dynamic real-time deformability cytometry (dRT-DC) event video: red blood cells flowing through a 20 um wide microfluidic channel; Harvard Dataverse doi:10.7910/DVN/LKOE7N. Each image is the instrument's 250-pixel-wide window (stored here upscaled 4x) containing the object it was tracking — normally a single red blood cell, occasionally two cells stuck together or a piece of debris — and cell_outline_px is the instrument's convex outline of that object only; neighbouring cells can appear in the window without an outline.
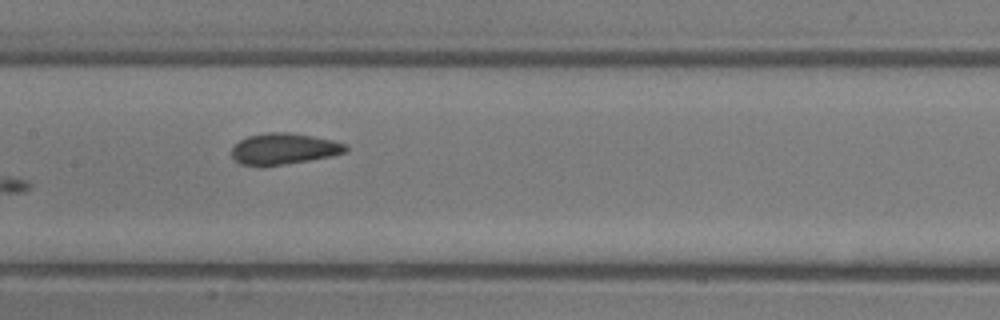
{"species": "common noctule bat (a hibernating species)", "species_latin": "Nyctalus noctula", "temperature_condition": "room temperature", "stored_images_in_passage": 7, "camera_frame_rate_fps": 3000, "um_per_image_px": 0.085, "animal": {"sex": "male", "body_mass_g": 13.3}, "frame": {"image": 1, "passage_image": 7, "time_ms": 7.0, "image_size_px": [1000, 320], "cell_outline_px": [[348, 152], [332, 156], [284, 164], [240, 164], [232, 156], [232, 148], [240, 140], [248, 136], [268, 132], [288, 132], [312, 136], [332, 140], [348, 144]], "centroid_in_image_um": [24.19, 12.62], "position_along_channel_um": 183.2, "area_um2": 20.35}}